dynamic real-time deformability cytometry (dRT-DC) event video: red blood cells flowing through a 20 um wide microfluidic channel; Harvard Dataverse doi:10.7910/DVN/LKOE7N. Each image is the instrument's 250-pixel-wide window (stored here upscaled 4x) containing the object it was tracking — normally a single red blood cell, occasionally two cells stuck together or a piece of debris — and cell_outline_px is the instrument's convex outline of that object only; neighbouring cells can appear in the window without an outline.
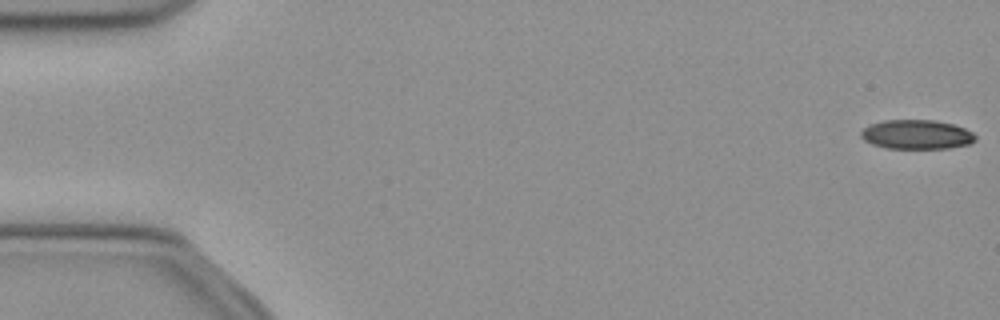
{"species": "common noctule bat (a hibernating species)", "species_latin": "Nyctalus noctula", "temperature_condition": "cold", "stored_images_in_passage": 52, "camera_frame_rate_fps": 3000, "um_per_image_px": 0.085, "animal": {"sex": "female", "body_mass_g": 21.9}, "frame": {"image": 1, "passage_image": 1, "time_ms": 0.0, "image_size_px": [1000, 320], "cell_outline_px": [[976, 140], [968, 144], [948, 148], [884, 148], [872, 144], [864, 140], [860, 136], [860, 132], [868, 124], [884, 120], [936, 120], [952, 124], [964, 128], [972, 132], [976, 136]], "centroid_in_image_um": [77.88, 11.42], "position_along_channel_um": 7.1, "area_um2": 19.59}}
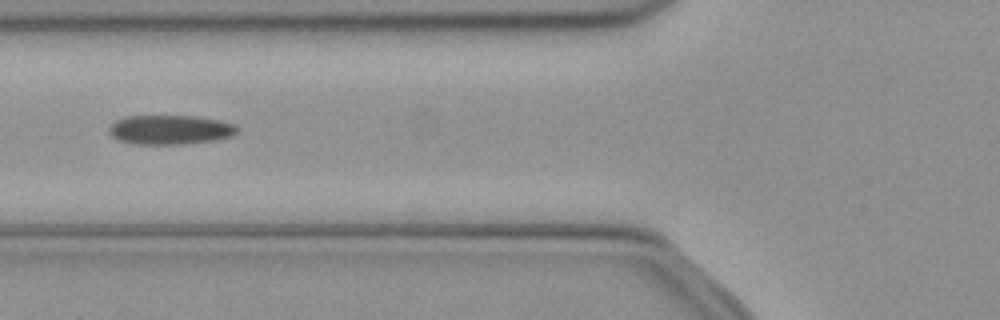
{"frame": {"image": 2, "passage_image": 20, "time_ms": 6.333, "image_size_px": [1000, 320], "cell_outline_px": [[240, 128], [232, 136], [212, 140], [180, 144], [136, 144], [116, 140], [108, 132], [108, 128], [116, 120], [124, 116], [192, 116], [220, 120], [236, 124]], "centroid_in_image_um": [14.44, 11.02], "position_along_channel_um": 111.4, "area_um2": 21.96}}
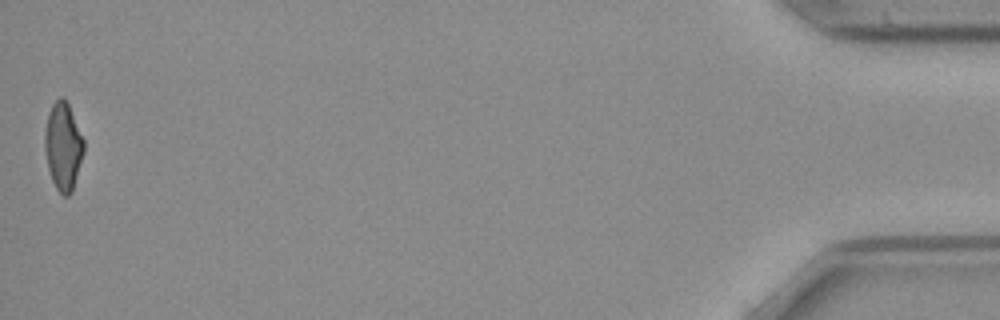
{"frame": {"image": 3, "passage_image": 52, "time_ms": 17.0, "image_size_px": [1000, 320], "cell_outline_px": [[84, 152], [72, 192], [68, 196], [64, 196], [56, 188], [52, 180], [48, 168], [44, 148], [44, 132], [48, 112], [52, 104], [60, 96], [64, 96], [68, 104], [84, 140]], "centroid_in_image_um": [5.35, 12.42], "position_along_channel_um": 429.8, "area_um2": 20.0}, "authors_computed_cell_mechanics": {"area_um2": 21.2704, "velocity_mm_per_s": 3.9392, "shape_relaxation_time_tau1_ms": 6.5344, "shape_relaxation_time_tau2_ms": 8.6122, "deformation_change_tau1": 0.1586, "deformation_change_tau2": 0.1729}}